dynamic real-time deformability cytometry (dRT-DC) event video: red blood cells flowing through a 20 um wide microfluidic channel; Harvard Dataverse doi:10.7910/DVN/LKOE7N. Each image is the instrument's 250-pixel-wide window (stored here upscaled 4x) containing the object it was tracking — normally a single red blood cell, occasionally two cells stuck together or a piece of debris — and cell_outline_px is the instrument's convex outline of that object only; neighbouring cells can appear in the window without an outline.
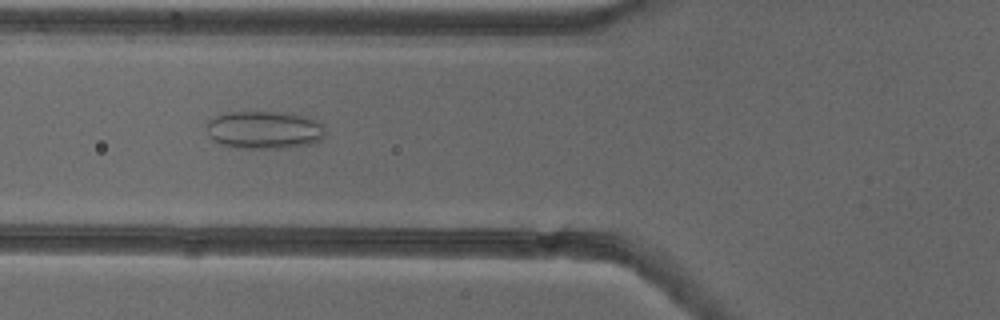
{"species": "common noctule bat (a hibernating species)", "species_latin": "Nyctalus noctula", "temperature_condition": "cold", "stored_images_in_passage": 54, "camera_frame_rate_fps": 3000, "um_per_image_px": 0.085, "animal": {"sex": "female"}, "frame": {"image": 1, "passage_image": 21, "time_ms": 6.667, "image_size_px": [1000, 320], "cell_outline_px": [[324, 136], [320, 140], [312, 144], [288, 148], [236, 148], [220, 144], [212, 140], [208, 136], [204, 128], [208, 120], [224, 112], [292, 112], [308, 116], [316, 120], [324, 128]], "centroid_in_image_um": [22.43, 11.04], "position_along_channel_um": 103.4, "area_um2": 26.82}}
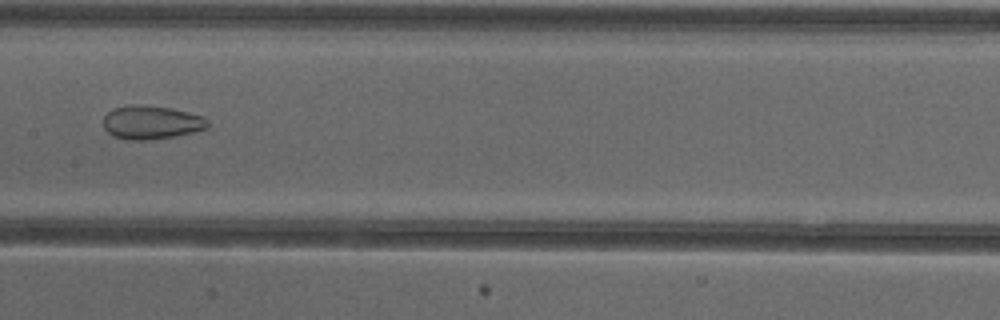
{"frame": {"image": 2, "passage_image": 28, "time_ms": 9.0, "image_size_px": [1000, 320], "cell_outline_px": [[208, 128], [192, 132], [172, 136], [148, 140], [128, 140], [112, 136], [104, 128], [104, 116], [112, 108], [128, 104], [140, 104], [168, 108], [188, 112], [204, 116], [208, 120]], "centroid_in_image_um": [12.83, 10.39], "position_along_channel_um": 194.6, "area_um2": 20.46}}
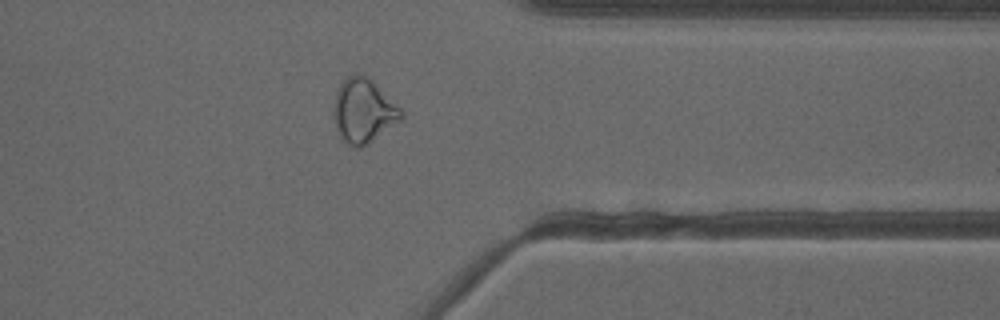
{"frame": {"image": 3, "passage_image": 43, "time_ms": 14.0, "image_size_px": [1000, 320], "cell_outline_px": [[404, 116], [400, 120], [368, 144], [360, 148], [352, 148], [344, 140], [336, 128], [332, 116], [332, 108], [336, 92], [340, 84], [348, 76], [360, 72], [364, 72], [400, 108]], "centroid_in_image_um": [30.85, 9.4], "position_along_channel_um": 380.5, "area_um2": 25.32}, "authors_computed_cell_mechanics": {"area_um2": 26.6458, "velocity_mm_per_s": 3.8634, "shape_relaxation_time_tau1_ms": null, "shape_relaxation_time_tau2_ms": 1.2627, "deformation_change_tau1": null, "deformation_change_tau2": 0.0788}}